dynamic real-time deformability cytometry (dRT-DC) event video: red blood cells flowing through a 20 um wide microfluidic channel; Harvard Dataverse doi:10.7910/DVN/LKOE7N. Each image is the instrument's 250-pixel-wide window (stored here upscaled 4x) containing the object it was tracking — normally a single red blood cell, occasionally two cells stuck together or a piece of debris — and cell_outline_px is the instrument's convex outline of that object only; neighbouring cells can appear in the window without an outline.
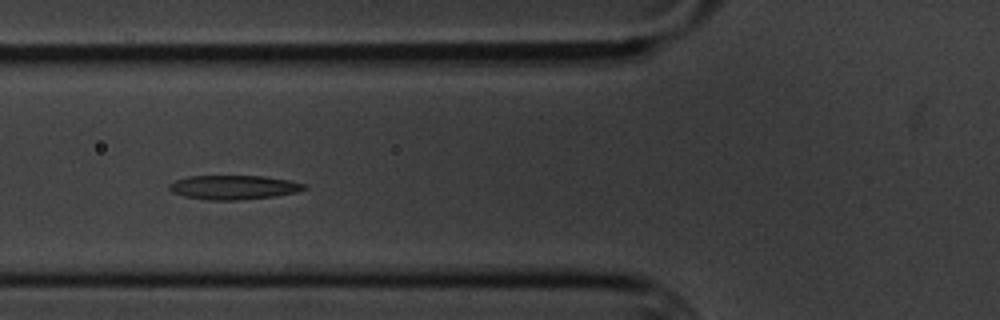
{"species": "common noctule bat (a hibernating species)", "species_latin": "Nyctalus noctula", "temperature_condition": "cold", "stored_images_in_passage": 12, "camera_frame_rate_fps": 3000, "um_per_image_px": 0.085, "animal": {"sex": "male", "body_mass_g": 20.1, "forearm_length_mm": 53.5}, "frame": {"image": 1, "passage_image": 3, "time_ms": 2.333, "image_size_px": [1000, 320], "cell_outline_px": [[308, 188], [296, 192], [276, 196], [240, 200], [208, 200], [184, 196], [172, 192], [168, 188], [168, 184], [176, 180], [188, 176], [264, 176], [288, 180], [308, 184]], "centroid_in_image_um": [19.88, 15.92], "position_along_channel_um": 105.9, "area_um2": 19.13}}
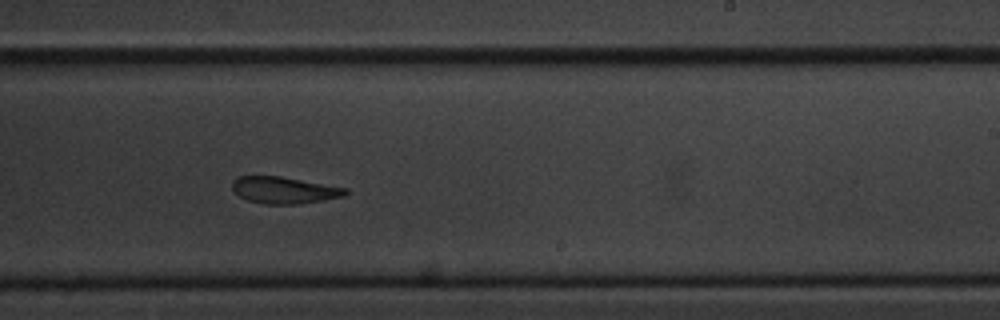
{"frame": {"image": 2, "passage_image": 7, "time_ms": 7.0, "image_size_px": [1000, 320], "cell_outline_px": [[348, 192], [344, 196], [324, 200], [296, 204], [264, 204], [248, 200], [240, 196], [232, 188], [232, 180], [236, 176], [280, 176], [348, 188]], "centroid_in_image_um": [24.15, 16.15], "position_along_channel_um": 264.9, "area_um2": 17.63}}
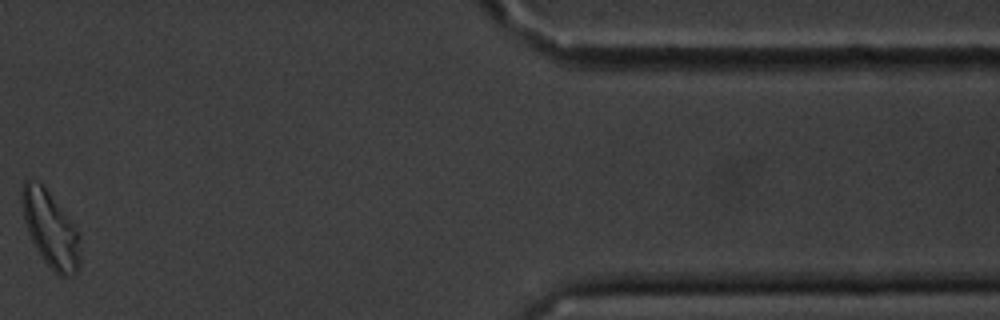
{"frame": {"image": 3, "passage_image": 11, "time_ms": 12.667, "image_size_px": [1000, 320], "cell_outline_px": [[80, 260], [76, 272], [64, 280], [52, 272], [36, 248], [28, 232], [24, 220], [20, 200], [20, 196], [24, 180], [28, 176], [40, 184], [48, 192], [76, 228], [80, 252]], "centroid_in_image_um": [4.25, 19.52], "position_along_channel_um": 407.1, "area_um2": 25.61}, "authors_computed_cell_mechanics": {"area_um2": 19.3052, "velocity_mm_per_s": 3.407, "shape_relaxation_time_tau1_ms": 7.4004, "shape_relaxation_time_tau2_ms": 9.8412, "deformation_change_tau1": 0.1763, "deformation_change_tau2": 0.1668}}